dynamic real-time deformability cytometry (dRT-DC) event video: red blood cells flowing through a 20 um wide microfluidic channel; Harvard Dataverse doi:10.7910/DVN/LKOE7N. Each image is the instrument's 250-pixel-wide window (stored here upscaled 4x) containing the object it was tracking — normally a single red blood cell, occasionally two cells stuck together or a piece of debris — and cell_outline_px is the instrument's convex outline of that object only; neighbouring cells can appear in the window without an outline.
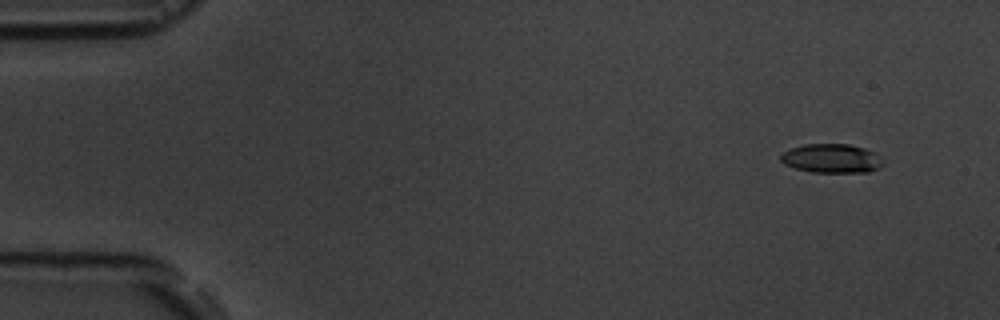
{"species": "common noctule bat (a hibernating species)", "species_latin": "Nyctalus noctula", "temperature_condition": "room temperature", "stored_images_in_passage": 5, "camera_frame_rate_fps": 3000, "um_per_image_px": 0.085, "animal": {"sex": "male", "body_mass_g": 19.5, "forearm_length_mm": 54.6}, "frame": {"image": 1, "passage_image": 2, "time_ms": 1.0, "image_size_px": [1000, 320], "cell_outline_px": [[884, 164], [880, 168], [868, 172], [812, 172], [796, 168], [784, 164], [780, 160], [780, 156], [784, 152], [792, 148], [804, 144], [848, 144], [864, 148], [872, 152]], "centroid_in_image_um": [70.66, 13.47], "position_along_channel_um": 14.3, "area_um2": 17.05}}
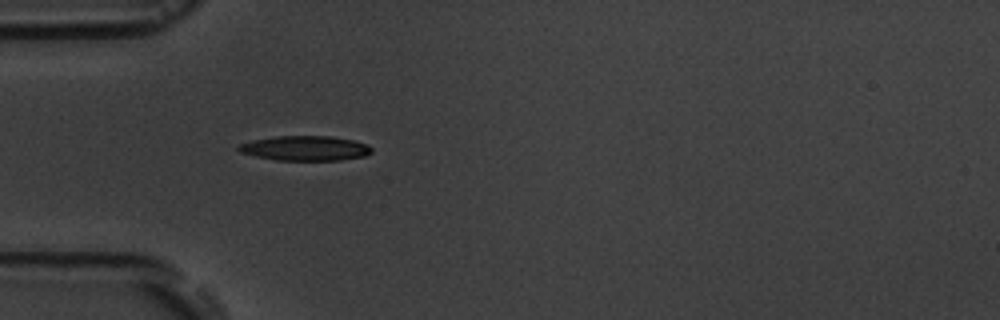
{"frame": {"image": 2, "passage_image": 5, "time_ms": 5.333, "image_size_px": [1000, 320], "cell_outline_px": [[372, 152], [364, 156], [340, 160], [276, 160], [256, 156], [240, 152], [236, 148], [240, 144], [252, 140], [276, 136], [332, 136], [352, 140], [368, 144], [372, 148]], "centroid_in_image_um": [25.95, 12.6], "position_along_channel_um": 59.1, "area_um2": 19.19}}